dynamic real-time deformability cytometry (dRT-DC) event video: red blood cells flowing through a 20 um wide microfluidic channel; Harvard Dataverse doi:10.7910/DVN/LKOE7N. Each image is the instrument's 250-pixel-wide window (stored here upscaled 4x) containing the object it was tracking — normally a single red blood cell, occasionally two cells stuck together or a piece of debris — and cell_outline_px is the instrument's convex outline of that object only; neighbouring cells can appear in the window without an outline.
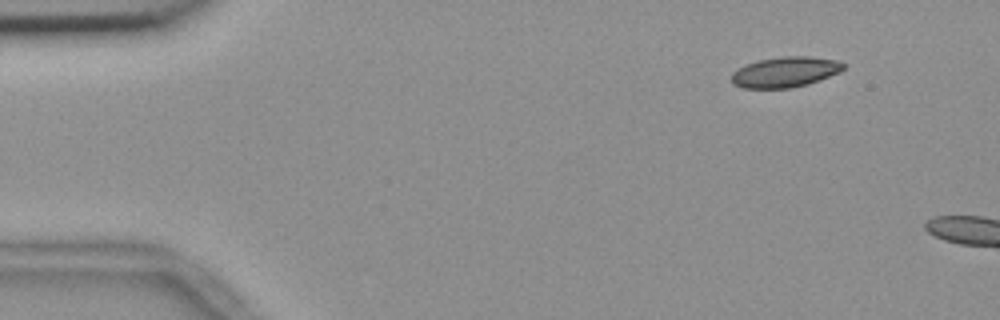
{"species": "common noctule bat (a hibernating species)", "species_latin": "Nyctalus noctula", "temperature_condition": "room temperature", "stored_images_in_passage": 6, "segment_of_instrument_passage": [2, 2], "camera_frame_rate_fps": 3000, "um_per_image_px": 0.085, "animal": {"sex": "female", "body_mass_g": 18.4}, "frame": {"image": 1, "passage_image": 6, "time_ms": 1.667, "image_size_px": [1000, 320], "cell_outline_px": [[844, 68], [840, 72], [820, 80], [808, 84], [788, 88], [744, 88], [732, 84], [732, 72], [748, 64], [760, 60], [784, 56], [808, 56], [840, 60], [844, 64]], "centroid_in_image_um": [66.78, 6.12], "position_along_channel_um": 18.2, "area_um2": 19.77}}